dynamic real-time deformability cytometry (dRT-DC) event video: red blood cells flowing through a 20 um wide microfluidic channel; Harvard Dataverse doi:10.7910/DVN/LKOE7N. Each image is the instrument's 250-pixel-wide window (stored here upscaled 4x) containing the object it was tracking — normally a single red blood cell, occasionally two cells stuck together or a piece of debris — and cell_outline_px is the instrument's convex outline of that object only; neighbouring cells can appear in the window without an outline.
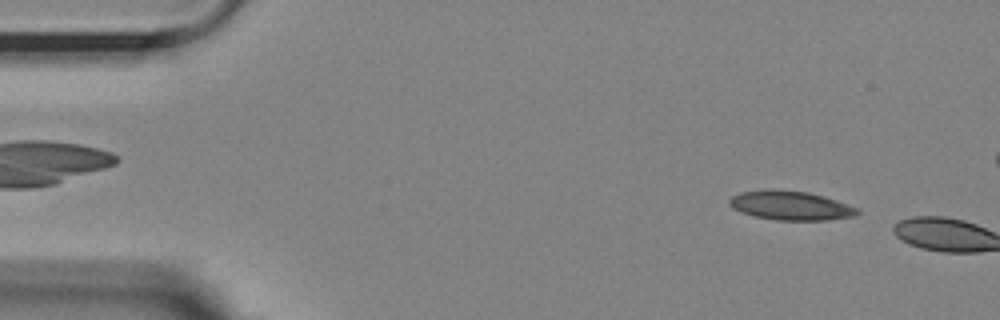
{"species": "Egyptian fruit bat (a non-hibernating species)", "species_latin": "Rousettus aegyptiacus", "temperature_condition": "room temperature", "stored_images_in_passage": 7, "camera_frame_rate_fps": 3000, "um_per_image_px": 0.085, "animal": {"sex": "female"}, "frame": {"image": 1, "passage_image": 5, "time_ms": 1.333, "image_size_px": [1000, 320], "cell_outline_px": [[860, 212], [856, 216], [828, 220], [776, 220], [752, 216], [740, 212], [732, 208], [728, 204], [728, 200], [732, 196], [740, 192], [808, 192], [824, 196], [848, 204], [856, 208]], "centroid_in_image_um": [67.23, 17.52], "position_along_channel_um": 17.8, "area_um2": 21.04}}